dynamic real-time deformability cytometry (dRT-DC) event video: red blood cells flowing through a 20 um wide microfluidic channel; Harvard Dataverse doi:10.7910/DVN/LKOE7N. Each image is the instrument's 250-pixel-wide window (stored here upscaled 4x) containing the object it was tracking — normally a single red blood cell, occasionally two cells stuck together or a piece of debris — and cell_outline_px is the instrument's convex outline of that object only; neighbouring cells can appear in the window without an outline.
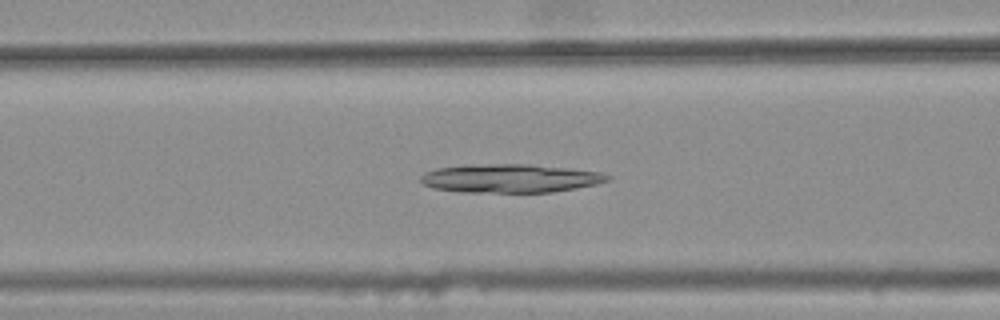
{"species": "common noctule bat (a hibernating species)", "species_latin": "Nyctalus noctula", "temperature_condition": "warm", "stored_images_in_passage": 44, "camera_frame_rate_fps": 3000, "um_per_image_px": 0.085, "animal": {"sex": "female", "body_mass_g": 25.1}, "frame": {"image": 1, "passage_image": 20, "time_ms": 6.333, "image_size_px": [1000, 320], "cell_outline_px": [[612, 180], [596, 184], [576, 188], [552, 192], [460, 192], [432, 188], [424, 184], [420, 180], [420, 176], [424, 172], [436, 168], [468, 164], [528, 164], [568, 168], [600, 172], [612, 176]], "centroid_in_image_um": [43.35, 15.15], "position_along_channel_um": 123.2, "area_um2": 31.33}}
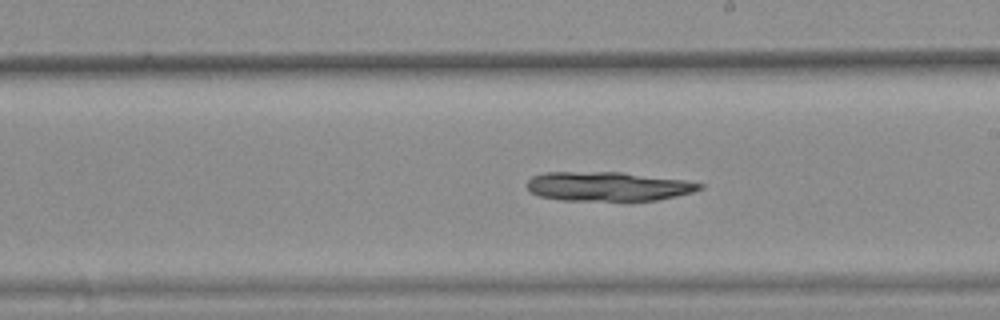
{"frame": {"image": 2, "passage_image": 29, "time_ms": 9.333, "image_size_px": [1000, 320], "cell_outline_px": [[704, 188], [692, 192], [656, 200], [560, 200], [540, 196], [532, 192], [528, 188], [528, 180], [532, 176], [544, 172], [624, 172], [688, 180], [704, 184]], "centroid_in_image_um": [51.72, 15.83], "position_along_channel_um": 237.3, "area_um2": 29.42}}
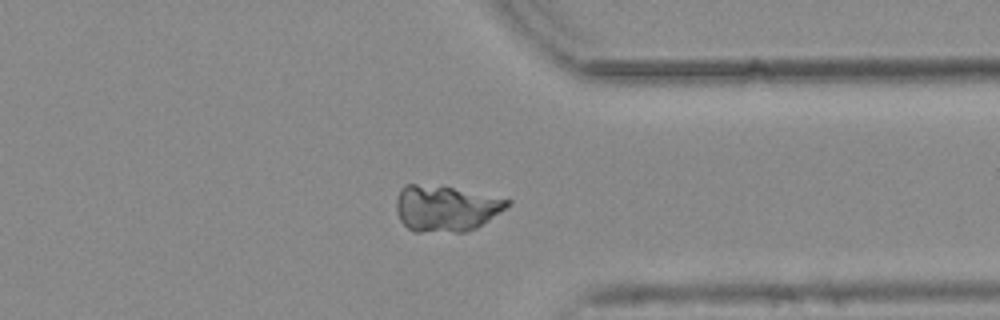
{"frame": {"image": 3, "passage_image": 40, "time_ms": 13.0, "image_size_px": [1000, 320], "cell_outline_px": [[512, 204], [476, 228], [464, 232], [412, 232], [400, 220], [396, 212], [396, 200], [400, 188], [404, 184], [416, 184], [452, 188], [512, 200]], "centroid_in_image_um": [37.85, 17.73], "position_along_channel_um": 373.5, "area_um2": 29.71}}